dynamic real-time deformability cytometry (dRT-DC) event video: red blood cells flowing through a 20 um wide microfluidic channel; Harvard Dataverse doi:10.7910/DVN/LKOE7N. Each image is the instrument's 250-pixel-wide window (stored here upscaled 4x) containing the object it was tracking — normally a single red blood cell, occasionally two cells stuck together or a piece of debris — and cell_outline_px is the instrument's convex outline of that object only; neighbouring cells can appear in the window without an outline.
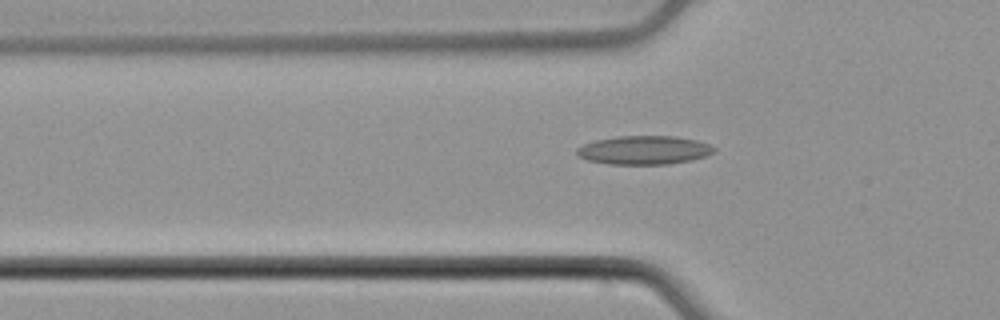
{"species": "common noctule bat (a hibernating species)", "species_latin": "Nyctalus noctula", "temperature_condition": "cold", "stored_images_in_passage": 47, "camera_frame_rate_fps": 3000, "um_per_image_px": 0.085, "animal": {"sex": "male", "body_mass_g": 21.5, "forearm_length_mm": 52.0}, "frame": {"image": 1, "passage_image": 17, "time_ms": 5.333, "image_size_px": [1000, 320], "cell_outline_px": [[716, 148], [712, 152], [704, 156], [692, 160], [668, 164], [608, 164], [588, 160], [576, 156], [576, 148], [584, 144], [596, 140], [616, 136], [676, 136], [696, 140], [708, 144]], "centroid_in_image_um": [54.7, 12.76], "position_along_channel_um": 71.1, "area_um2": 22.89}}
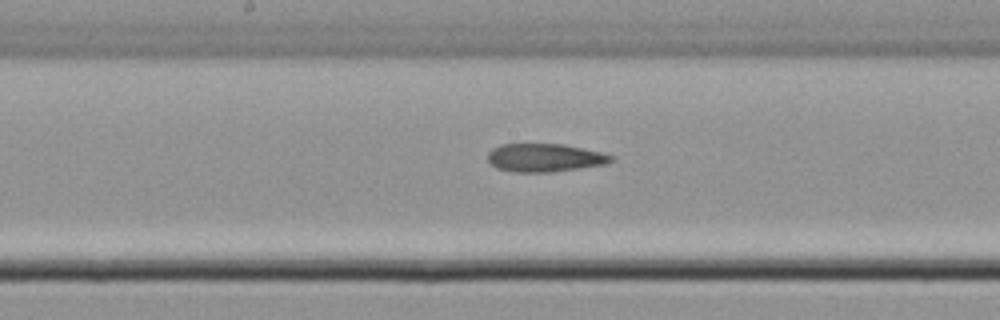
{"frame": {"image": 2, "passage_image": 27, "time_ms": 8.667, "image_size_px": [1000, 320], "cell_outline_px": [[616, 156], [612, 160], [604, 164], [580, 168], [552, 172], [512, 172], [496, 168], [488, 160], [488, 152], [492, 148], [500, 144], [564, 144], [600, 152]], "centroid_in_image_um": [46.28, 13.4], "position_along_channel_um": 201.9, "area_um2": 20.29}}
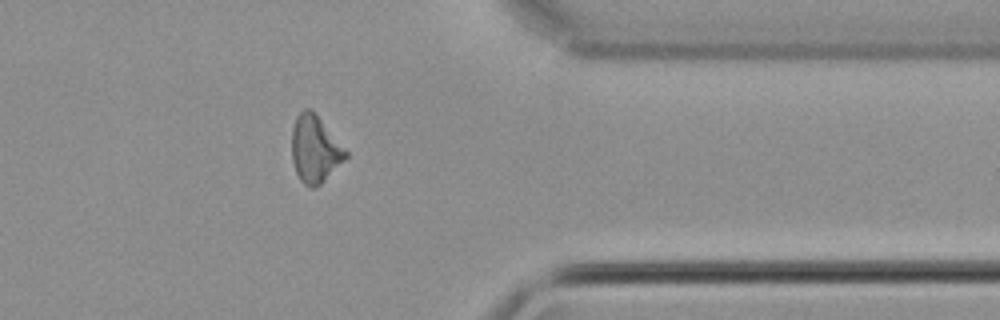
{"frame": {"image": 3, "passage_image": 42, "time_ms": 13.667, "image_size_px": [1000, 320], "cell_outline_px": [[348, 156], [320, 184], [312, 188], [308, 188], [300, 180], [296, 172], [292, 160], [292, 128], [296, 116], [304, 108], [312, 108], [316, 112], [348, 152]], "centroid_in_image_um": [26.75, 12.64], "position_along_channel_um": 384.6, "area_um2": 21.15}}